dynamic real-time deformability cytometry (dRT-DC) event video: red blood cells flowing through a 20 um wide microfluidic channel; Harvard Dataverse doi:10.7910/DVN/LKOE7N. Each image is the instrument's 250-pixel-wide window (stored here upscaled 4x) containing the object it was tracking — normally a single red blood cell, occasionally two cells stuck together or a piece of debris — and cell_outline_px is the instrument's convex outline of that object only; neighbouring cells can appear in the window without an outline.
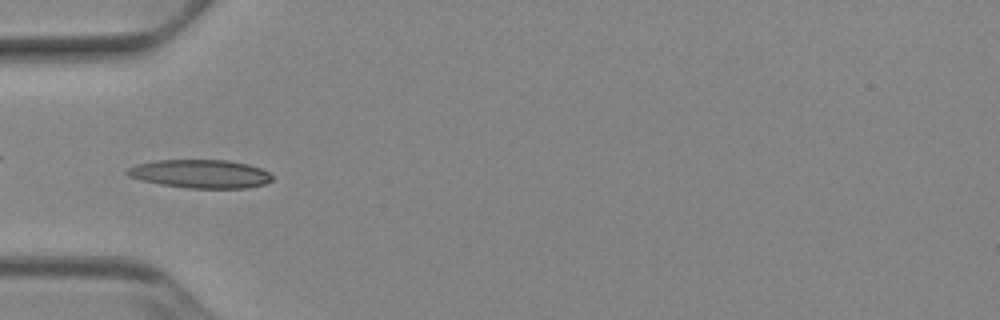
{"species": "Egyptian fruit bat (a non-hibernating species)", "species_latin": "Rousettus aegyptiacus", "temperature_condition": "cold", "stored_images_in_passage": 52, "camera_frame_rate_fps": 3000, "um_per_image_px": 0.085, "animal": {"sex": "female"}, "frame": {"image": 1, "passage_image": 17, "time_ms": 5.333, "image_size_px": [1000, 320], "cell_outline_px": [[272, 180], [264, 184], [244, 188], [188, 188], [160, 184], [140, 180], [128, 176], [124, 172], [128, 168], [136, 164], [156, 160], [228, 160], [248, 164], [260, 168], [268, 172], [272, 176]], "centroid_in_image_um": [17.0, 14.77], "position_along_channel_um": 68.0, "area_um2": 24.04}}
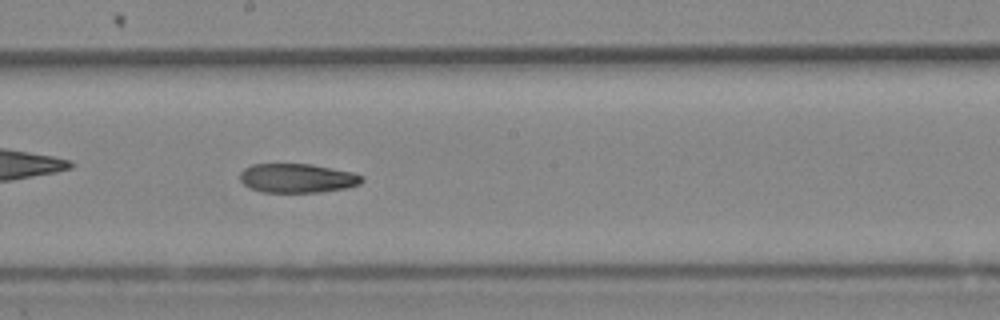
{"frame": {"image": 2, "passage_image": 29, "time_ms": 9.333, "image_size_px": [1000, 320], "cell_outline_px": [[364, 180], [360, 184], [344, 188], [320, 192], [264, 192], [248, 188], [240, 180], [240, 172], [244, 168], [252, 164], [312, 164], [352, 172], [364, 176]], "centroid_in_image_um": [25.26, 15.14], "position_along_channel_um": 222.9, "area_um2": 20.75}}
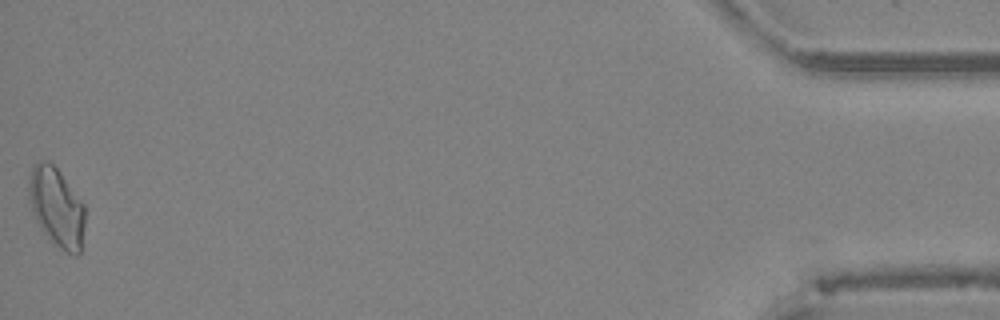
{"frame": {"image": 3, "passage_image": 52, "time_ms": 17.0, "image_size_px": [1000, 320], "cell_outline_px": [[84, 224], [80, 252], [76, 256], [52, 244], [48, 240], [36, 220], [32, 212], [28, 192], [28, 180], [32, 164], [40, 160], [48, 160], [60, 172], [84, 204]], "centroid_in_image_um": [4.78, 17.59], "position_along_channel_um": 430.4, "area_um2": 26.01}}